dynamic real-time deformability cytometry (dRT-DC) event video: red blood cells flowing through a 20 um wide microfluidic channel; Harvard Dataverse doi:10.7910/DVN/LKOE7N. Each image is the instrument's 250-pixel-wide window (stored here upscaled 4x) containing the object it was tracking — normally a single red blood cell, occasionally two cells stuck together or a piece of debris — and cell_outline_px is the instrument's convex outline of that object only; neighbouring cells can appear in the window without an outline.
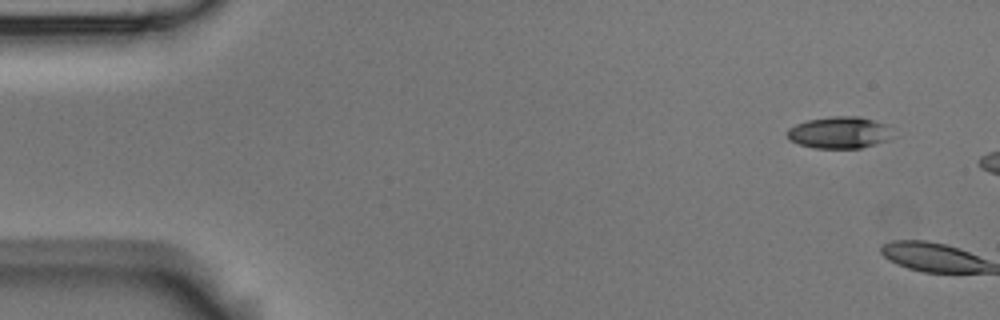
{"species": "Egyptian fruit bat (a non-hibernating species)", "species_latin": "Rousettus aegyptiacus", "temperature_condition": "room temperature", "stored_images_in_passage": 2, "camera_frame_rate_fps": 3000, "um_per_image_px": 0.085, "animal": {"sex": "male"}, "frame": {"image": 1, "passage_image": 1, "time_ms": 0.0, "image_size_px": [1000, 320], "cell_outline_px": [[884, 140], [860, 148], [816, 148], [800, 144], [788, 140], [788, 128], [796, 124], [808, 120], [832, 116], [860, 116], [884, 124]], "centroid_in_image_um": [71.17, 11.26], "position_along_channel_um": 13.8, "area_um2": 18.61}}